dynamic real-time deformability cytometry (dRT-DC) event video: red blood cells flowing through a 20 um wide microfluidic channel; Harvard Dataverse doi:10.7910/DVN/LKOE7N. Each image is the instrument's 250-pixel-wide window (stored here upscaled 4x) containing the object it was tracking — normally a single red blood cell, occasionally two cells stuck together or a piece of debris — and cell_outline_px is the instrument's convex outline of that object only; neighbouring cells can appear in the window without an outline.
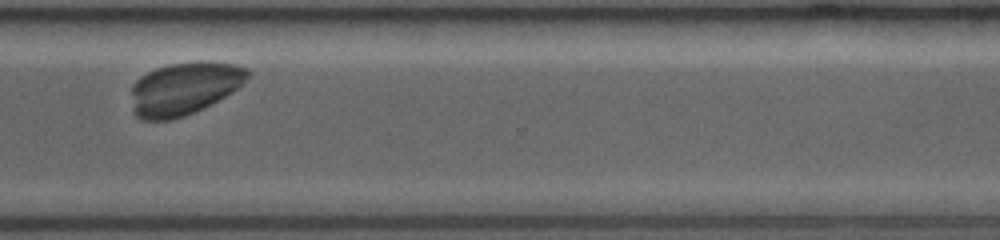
{"species": "common noctule bat (a hibernating species)", "species_latin": "Nyctalus noctula", "temperature_condition": "room temperature", "stored_images_in_passage": 34, "camera_frame_rate_fps": 3500, "um_per_image_px": 0.085, "animal": {"sex": "female", "body_mass_g": 19.0, "forearm_length_mm": 53.3}, "frame": {"image": 1, "passage_image": 29, "time_ms": 8.0, "image_size_px": [1000, 240], "cell_outline_px": [[252, 72], [236, 88], [212, 104], [204, 108], [184, 116], [172, 120], [140, 120], [136, 116], [132, 92], [132, 88], [136, 80], [140, 76], [156, 68], [172, 64], [232, 64], [248, 68]], "centroid_in_image_um": [15.62, 7.57], "position_along_channel_um": 355.0, "area_um2": 34.56}}